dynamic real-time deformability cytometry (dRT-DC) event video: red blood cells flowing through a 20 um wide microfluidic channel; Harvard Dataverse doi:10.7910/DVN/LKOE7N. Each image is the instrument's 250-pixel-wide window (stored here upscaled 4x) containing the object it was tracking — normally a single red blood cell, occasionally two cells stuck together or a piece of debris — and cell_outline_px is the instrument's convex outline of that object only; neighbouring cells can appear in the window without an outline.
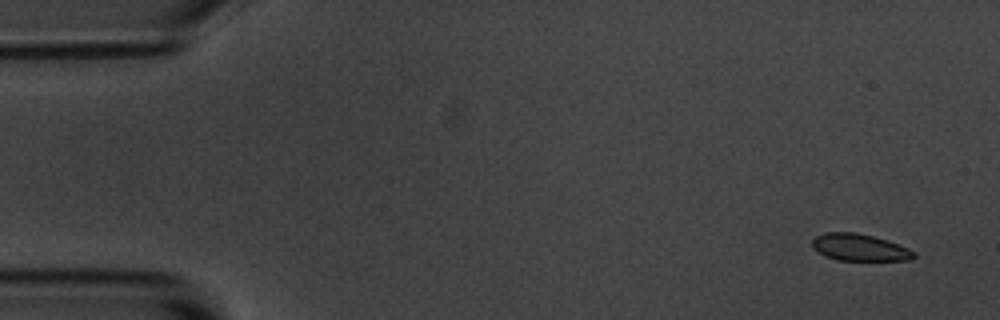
{"species": "common noctule bat (a hibernating species)", "species_latin": "Nyctalus noctula", "temperature_condition": "room temperature", "stored_images_in_passage": 6, "camera_frame_rate_fps": 3000, "um_per_image_px": 0.085, "animal": {"sex": "male", "body_mass_g": 20.1, "forearm_length_mm": 53.5}, "frame": {"image": 1, "passage_image": 1, "time_ms": 0.0, "image_size_px": [1000, 320], "cell_outline_px": [[916, 256], [912, 260], [836, 260], [824, 256], [812, 248], [812, 240], [816, 236], [824, 232], [856, 232], [888, 240], [908, 248], [916, 252]], "centroid_in_image_um": [73.05, 21.03], "position_along_channel_um": 11.9, "area_um2": 16.13}}